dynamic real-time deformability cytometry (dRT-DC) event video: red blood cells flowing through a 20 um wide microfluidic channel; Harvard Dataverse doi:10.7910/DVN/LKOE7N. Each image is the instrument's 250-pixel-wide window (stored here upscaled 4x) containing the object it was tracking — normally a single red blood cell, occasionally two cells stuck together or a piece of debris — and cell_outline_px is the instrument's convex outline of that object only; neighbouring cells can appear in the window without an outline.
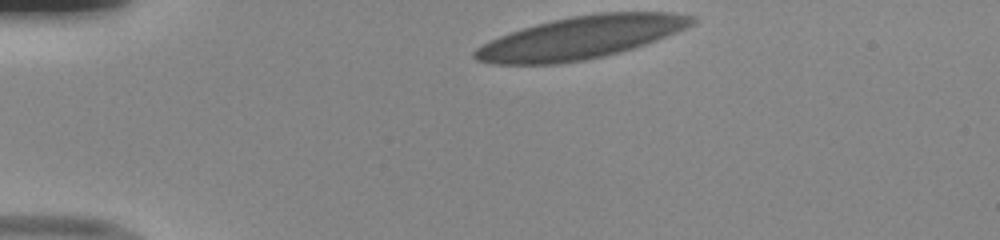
{"species": "human", "species_latin": "Homo sapiens", "temperature_condition": "room temperature", "stored_images_in_passage": 34, "camera_frame_rate_fps": 3000, "um_per_image_px": 0.085, "donor": {"sex": "male"}, "frame": {"image": 1, "passage_image": 1, "time_ms": 0.0, "image_size_px": [1000, 240], "cell_outline_px": [[696, 20], [692, 24], [676, 32], [656, 40], [620, 52], [604, 56], [584, 60], [556, 64], [492, 64], [476, 60], [472, 56], [472, 52], [476, 48], [500, 36], [536, 24], [552, 20], [572, 16], [600, 12], [668, 12], [696, 16]], "centroid_in_image_um": [49.36, 3.19], "position_along_channel_um": 35.6, "area_um2": 53.41}}
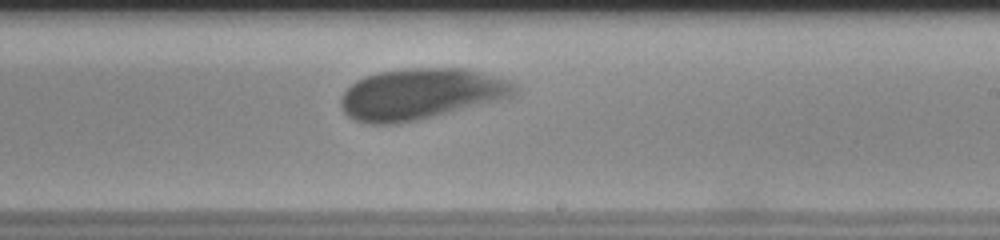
{"frame": {"image": 2, "passage_image": 22, "time_ms": 7.0, "image_size_px": [1000, 240], "cell_outline_px": [[520, 88], [512, 96], [400, 124], [368, 124], [356, 120], [348, 116], [340, 108], [340, 100], [344, 92], [356, 80], [364, 76], [376, 72], [404, 68], [468, 68], [512, 80]], "centroid_in_image_um": [35.75, 7.96], "position_along_channel_um": 253.3, "area_um2": 51.73}}
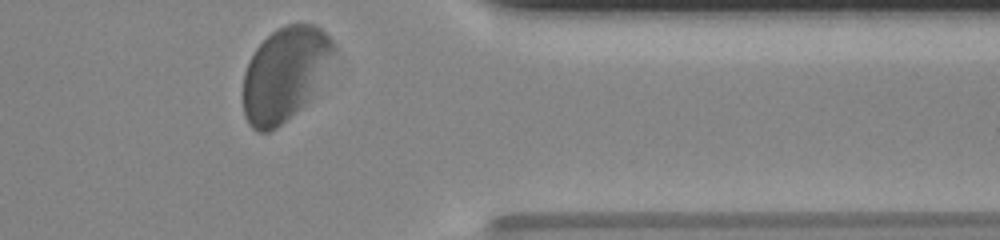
{"frame": {"image": 3, "passage_image": 33, "time_ms": 10.667, "image_size_px": [1000, 240], "cell_outline_px": [[336, 48], [312, 96], [304, 104], [276, 128], [268, 132], [256, 132], [248, 124], [244, 116], [244, 72], [248, 60], [256, 48], [276, 28], [288, 24], [316, 24], [336, 44]], "centroid_in_image_um": [24.18, 6.28], "position_along_channel_um": 387.2, "area_um2": 49.01}}